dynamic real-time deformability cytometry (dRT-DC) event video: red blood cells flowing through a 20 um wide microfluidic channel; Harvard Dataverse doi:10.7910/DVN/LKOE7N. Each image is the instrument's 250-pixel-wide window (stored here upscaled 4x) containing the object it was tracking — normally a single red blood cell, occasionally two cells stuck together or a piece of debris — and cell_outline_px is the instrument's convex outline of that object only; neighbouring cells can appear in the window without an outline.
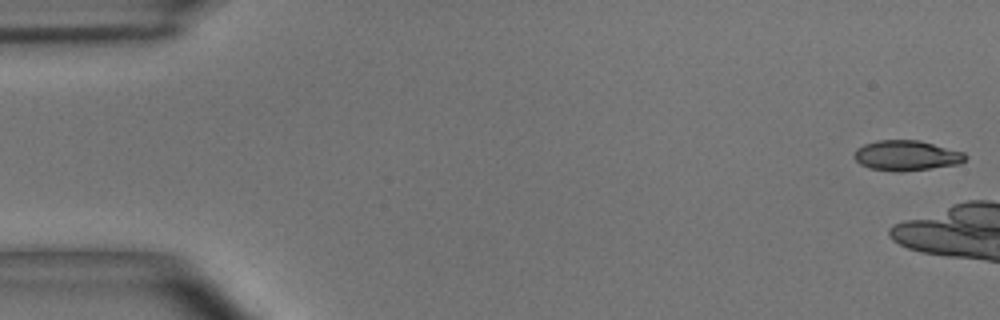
{"species": "common noctule bat (a hibernating species)", "species_latin": "Nyctalus noctula", "temperature_condition": "room temperature", "stored_images_in_passage": 8, "camera_frame_rate_fps": 3000, "um_per_image_px": 0.085, "animal": {"sex": "male", "body_mass_g": 15.6}, "frame": {"image": 1, "passage_image": 1, "time_ms": 0.0, "image_size_px": [1000, 320], "cell_outline_px": [[968, 156], [960, 164], [900, 172], [892, 172], [868, 168], [860, 164], [852, 156], [856, 148], [864, 144], [876, 140], [920, 140], [964, 152]], "centroid_in_image_um": [77.02, 13.22], "position_along_channel_um": 8.0, "area_um2": 19.83}}